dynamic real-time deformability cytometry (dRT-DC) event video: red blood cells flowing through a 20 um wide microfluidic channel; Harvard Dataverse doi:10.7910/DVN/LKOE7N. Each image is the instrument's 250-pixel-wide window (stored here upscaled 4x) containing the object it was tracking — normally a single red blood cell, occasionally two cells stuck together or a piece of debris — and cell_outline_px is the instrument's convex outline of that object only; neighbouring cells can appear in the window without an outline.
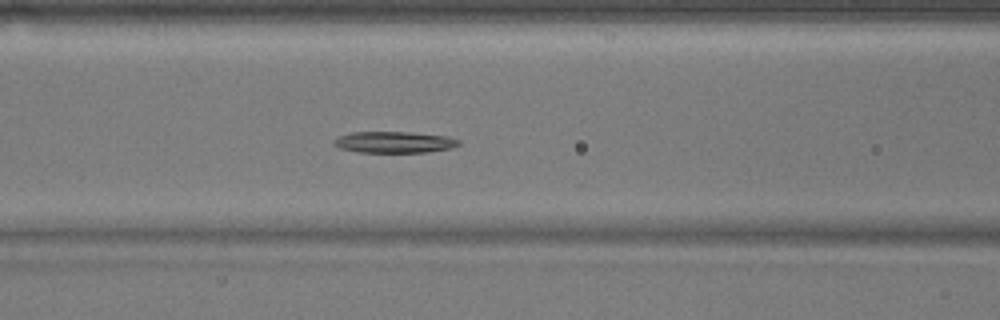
{"species": "common noctule bat (a hibernating species)", "species_latin": "Nyctalus noctula", "temperature_condition": "warm", "stored_images_in_passage": 42, "camera_frame_rate_fps": 3000, "um_per_image_px": 0.085, "animal": {"sex": "male", "body_mass_g": 17.9}, "frame": {"image": 1, "passage_image": 11, "time_ms": 3.333, "image_size_px": [1000, 320], "cell_outline_px": [[460, 144], [452, 148], [424, 152], [360, 152], [340, 148], [332, 144], [332, 140], [340, 136], [352, 132], [408, 132], [448, 136], [460, 140]], "centroid_in_image_um": [33.51, 12.08], "position_along_channel_um": 133.1, "area_um2": 15.49}}
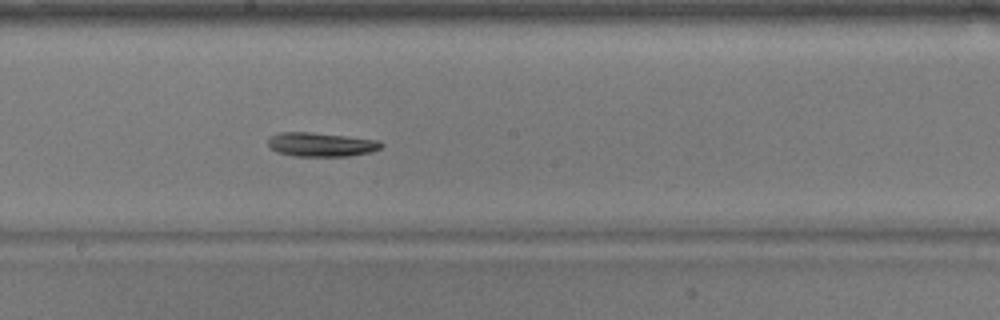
{"frame": {"image": 2, "passage_image": 18, "time_ms": 5.667, "image_size_px": [1000, 320], "cell_outline_px": [[384, 144], [380, 148], [372, 152], [348, 156], [292, 156], [276, 152], [268, 144], [268, 140], [272, 136], [280, 132], [308, 132], [380, 140]], "centroid_in_image_um": [27.31, 12.29], "position_along_channel_um": 220.9, "area_um2": 15.78}}
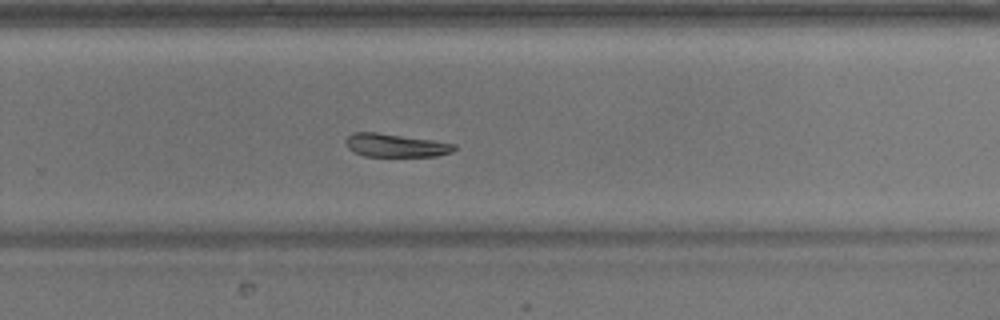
{"frame": {"image": 3, "passage_image": 24, "time_ms": 7.667, "image_size_px": [1000, 320], "cell_outline_px": [[456, 148], [452, 152], [436, 156], [364, 156], [352, 152], [348, 148], [344, 140], [352, 132], [376, 132], [432, 140], [456, 144]], "centroid_in_image_um": [33.58, 12.35], "position_along_channel_um": 296.2, "area_um2": 14.74}, "authors_computed_cell_mechanics": {"area_um2": 16.2418, "velocity_mm_per_s": 3.7697, "shape_relaxation_time_tau1_ms": 10.4628, "shape_relaxation_time_tau2_ms": null, "deformation_change_tau1": 0.2248, "deformation_change_tau2": null}}